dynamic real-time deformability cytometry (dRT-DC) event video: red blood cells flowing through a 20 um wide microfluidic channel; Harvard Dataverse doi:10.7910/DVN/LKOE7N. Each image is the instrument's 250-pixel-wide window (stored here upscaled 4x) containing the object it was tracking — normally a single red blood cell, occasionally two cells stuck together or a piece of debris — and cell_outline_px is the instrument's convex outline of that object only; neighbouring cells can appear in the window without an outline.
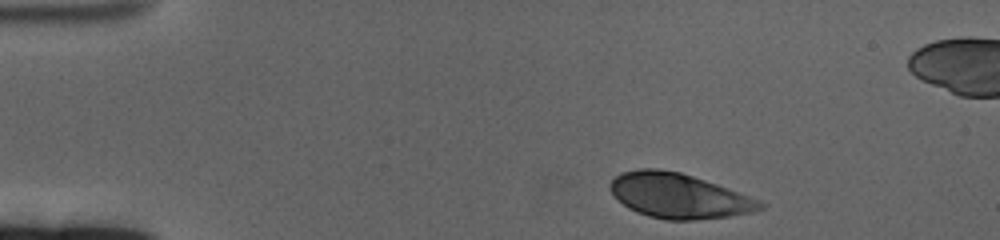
{"species": "human", "species_latin": "Homo sapiens", "temperature_condition": "cold", "stored_images_in_passage": 53, "camera_frame_rate_fps": 3000, "um_per_image_px": 0.085, "donor": {"sex": "female"}, "frame": {"image": 1, "passage_image": 1, "time_ms": 0.0, "image_size_px": [1000, 240], "cell_outline_px": [[764, 208], [752, 212], [728, 216], [692, 220], [668, 220], [648, 216], [636, 212], [628, 208], [608, 188], [608, 184], [620, 172], [640, 168], [656, 168], [680, 172], [728, 188], [748, 196], [764, 204]], "centroid_in_image_um": [57.64, 16.64], "position_along_channel_um": 27.4, "area_um2": 38.78}}
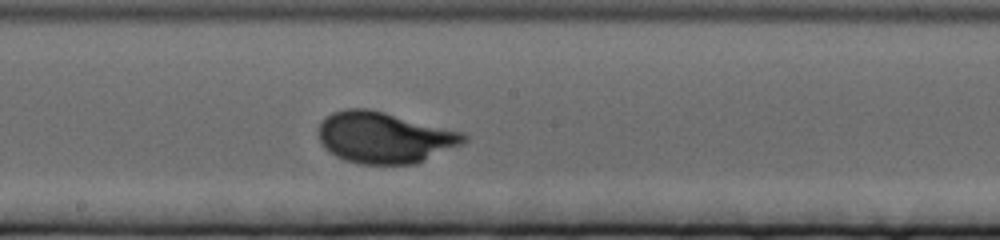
{"frame": {"image": 2, "passage_image": 25, "time_ms": 8.0, "image_size_px": [1000, 240], "cell_outline_px": [[468, 140], [460, 144], [416, 164], [360, 164], [344, 160], [328, 152], [324, 148], [320, 140], [320, 124], [324, 116], [332, 112], [348, 108], [368, 108], [384, 112], [460, 132], [468, 136]], "centroid_in_image_um": [32.61, 11.69], "position_along_channel_um": 215.6, "area_um2": 42.95}}
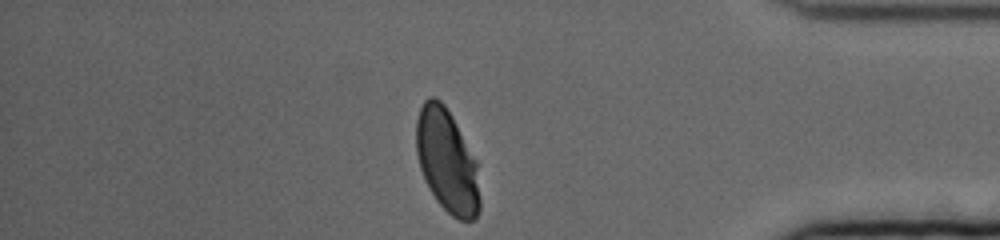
{"frame": {"image": 3, "passage_image": 44, "time_ms": 14.333, "image_size_px": [1000, 240], "cell_outline_px": [[480, 208], [476, 216], [472, 220], [460, 220], [452, 216], [436, 200], [420, 168], [416, 152], [416, 120], [420, 108], [424, 100], [428, 96], [436, 96], [444, 104], [452, 116], [476, 160], [480, 200]], "centroid_in_image_um": [37.99, 13.65], "position_along_channel_um": 397.2, "area_um2": 38.09}, "authors_computed_cell_mechanics": {"area_um2": 40.5178, "velocity_mm_per_s": 3.284, "shape_relaxation_time_tau1_ms": 2.8237, "shape_relaxation_time_tau2_ms": null, "deformation_change_tau1": 0.1649, "deformation_change_tau2": null}}